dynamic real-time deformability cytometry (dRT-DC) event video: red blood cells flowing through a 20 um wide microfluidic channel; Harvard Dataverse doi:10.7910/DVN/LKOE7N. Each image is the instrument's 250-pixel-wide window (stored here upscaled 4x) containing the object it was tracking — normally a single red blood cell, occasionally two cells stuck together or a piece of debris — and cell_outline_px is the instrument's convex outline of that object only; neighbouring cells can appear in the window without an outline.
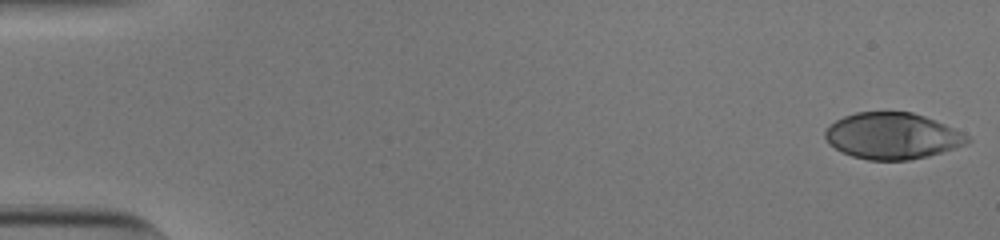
{"species": "human", "species_latin": "Homo sapiens", "temperature_condition": "cold", "stored_images_in_passage": 53, "camera_frame_rate_fps": 3000, "um_per_image_px": 0.085, "donor": {"sex": "male"}, "frame": {"image": 1, "passage_image": 1, "time_ms": 0.0, "image_size_px": [1000, 240], "cell_outline_px": [[972, 140], [968, 144], [956, 148], [928, 156], [908, 160], [868, 160], [852, 156], [828, 144], [824, 136], [824, 132], [836, 120], [844, 116], [856, 112], [912, 112], [924, 116], [944, 124], [968, 136]], "centroid_in_image_um": [75.85, 11.56], "position_along_channel_um": 9.1, "area_um2": 38.21}}
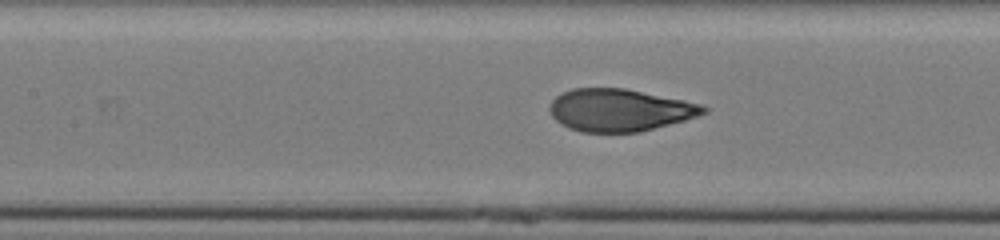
{"frame": {"image": 2, "passage_image": 25, "time_ms": 8.0, "image_size_px": [1000, 240], "cell_outline_px": [[708, 112], [684, 120], [640, 132], [580, 132], [568, 128], [560, 124], [552, 116], [548, 108], [552, 100], [556, 96], [572, 88], [624, 88], [684, 100], [700, 104], [708, 108]], "centroid_in_image_um": [52.64, 9.36], "position_along_channel_um": 154.8, "area_um2": 37.92}}
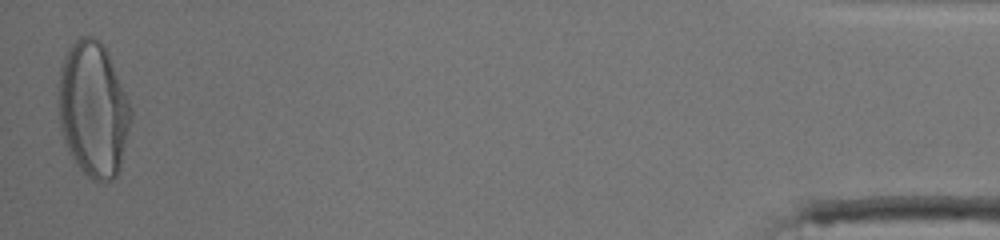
{"frame": {"image": 3, "passage_image": 53, "time_ms": 17.333, "image_size_px": [1000, 240], "cell_outline_px": [[132, 120], [120, 168], [116, 176], [112, 180], [104, 184], [92, 180], [76, 164], [68, 152], [60, 128], [56, 104], [60, 68], [64, 56], [68, 48], [80, 36], [92, 36], [100, 40], [104, 44], [132, 108]], "centroid_in_image_um": [7.91, 9.31], "position_along_channel_um": 427.3, "area_um2": 58.03}, "authors_computed_cell_mechanics": {"area_um2": 38.6682, "velocity_mm_per_s": 3.8328, "shape_relaxation_time_tau1_ms": 6.1407, "shape_relaxation_time_tau2_ms": null, "deformation_change_tau1": 0.2687, "deformation_change_tau2": null}}